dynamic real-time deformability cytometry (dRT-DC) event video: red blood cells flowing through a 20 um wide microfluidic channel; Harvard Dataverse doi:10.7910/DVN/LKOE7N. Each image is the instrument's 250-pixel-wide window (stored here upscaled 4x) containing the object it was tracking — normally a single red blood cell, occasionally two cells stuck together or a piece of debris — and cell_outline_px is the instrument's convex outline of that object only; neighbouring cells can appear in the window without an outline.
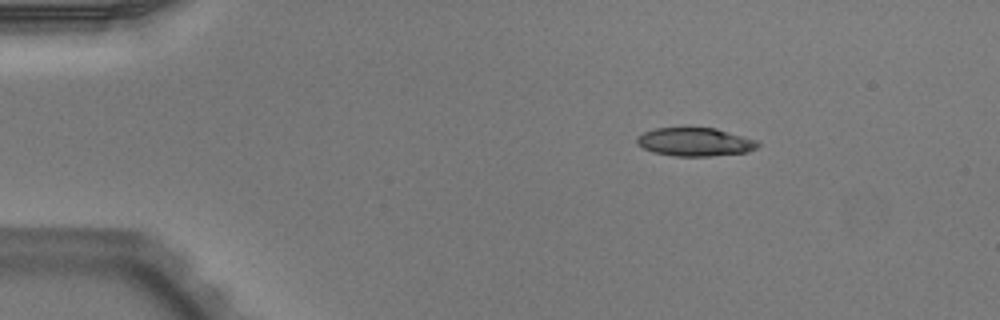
{"species": "Egyptian fruit bat (a non-hibernating species)", "species_latin": "Rousettus aegyptiacus", "temperature_condition": "warm", "stored_images_in_passage": 51, "camera_frame_rate_fps": 3000, "um_per_image_px": 0.085, "animal": {"sex": "male"}, "frame": {"image": 1, "passage_image": 8, "time_ms": 2.333, "image_size_px": [1000, 320], "cell_outline_px": [[760, 144], [756, 148], [748, 152], [708, 156], [672, 156], [652, 152], [636, 144], [636, 136], [644, 132], [656, 128], [716, 128], [756, 140]], "centroid_in_image_um": [59.04, 12.07], "position_along_channel_um": 26.0, "area_um2": 20.0}}
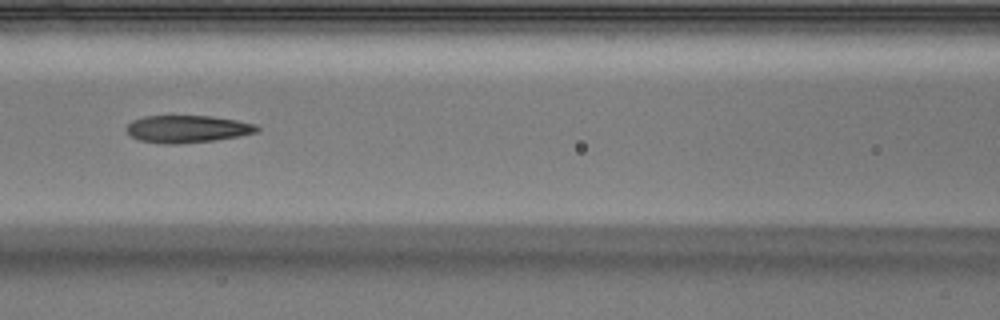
{"frame": {"image": 2, "passage_image": 23, "time_ms": 7.333, "image_size_px": [1000, 320], "cell_outline_px": [[260, 132], [240, 136], [216, 140], [180, 144], [160, 144], [140, 140], [132, 136], [128, 132], [128, 124], [132, 120], [144, 116], [212, 116], [236, 120], [256, 124], [260, 128]], "centroid_in_image_um": [15.98, 10.97], "position_along_channel_um": 150.6, "area_um2": 20.92}}
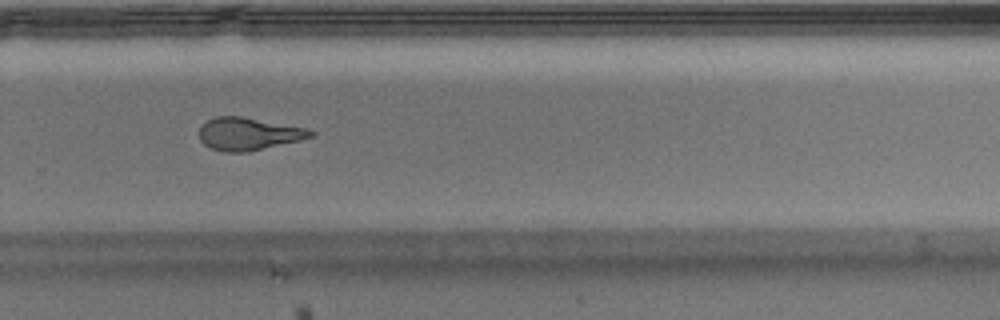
{"frame": {"image": 3, "passage_image": 35, "time_ms": 11.333, "image_size_px": [1000, 320], "cell_outline_px": [[316, 132], [312, 136], [300, 140], [248, 152], [224, 152], [212, 148], [204, 144], [200, 140], [200, 124], [216, 116], [240, 116], [308, 128]], "centroid_in_image_um": [21.12, 11.37], "position_along_channel_um": 308.7, "area_um2": 21.15}, "authors_computed_cell_mechanics": {"area_um2": 21.097, "velocity_mm_per_s": 3.965, "shape_relaxation_time_tau1_ms": null, "shape_relaxation_time_tau2_ms": 1.7154, "deformation_change_tau1": null, "deformation_change_tau2": 0.1035}}